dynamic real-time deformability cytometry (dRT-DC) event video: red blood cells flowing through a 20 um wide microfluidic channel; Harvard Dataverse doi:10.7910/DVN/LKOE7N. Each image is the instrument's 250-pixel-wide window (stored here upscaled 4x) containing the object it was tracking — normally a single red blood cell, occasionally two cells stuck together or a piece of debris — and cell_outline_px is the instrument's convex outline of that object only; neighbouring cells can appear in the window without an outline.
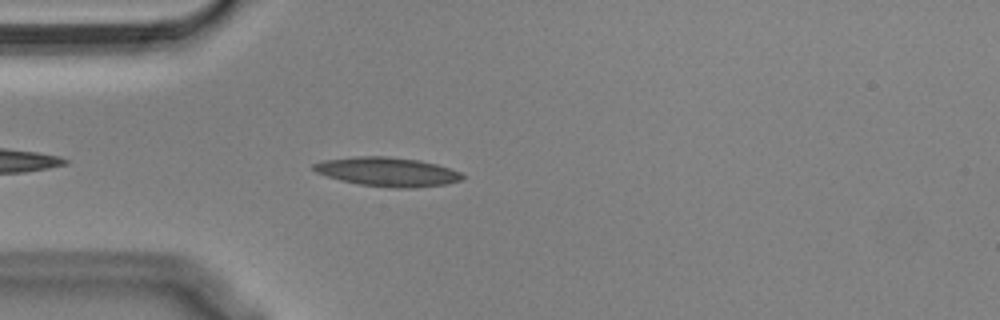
{"species": "Egyptian fruit bat (a non-hibernating species)", "species_latin": "Rousettus aegyptiacus", "temperature_condition": "cold", "stored_images_in_passage": 25, "camera_frame_rate_fps": 3000, "um_per_image_px": 0.085, "animal": {"sex": "male"}, "frame": {"image": 1, "passage_image": 1, "time_ms": 0.0, "image_size_px": [1000, 320], "cell_outline_px": [[464, 176], [460, 180], [448, 184], [412, 188], [392, 188], [360, 184], [340, 180], [316, 172], [312, 168], [312, 164], [324, 160], [352, 156], [388, 156], [420, 160], [436, 164], [460, 172]], "centroid_in_image_um": [32.92, 14.6], "position_along_channel_um": 52.1, "area_um2": 25.2}}
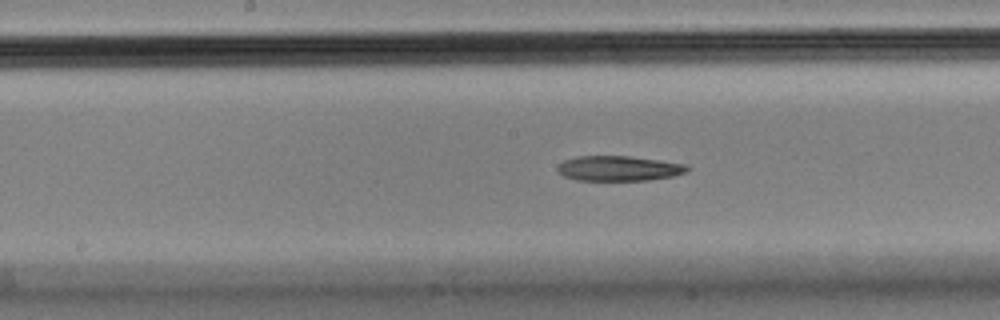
{"frame": {"image": 2, "passage_image": 10, "time_ms": 3.0, "image_size_px": [1000, 320], "cell_outline_px": [[692, 168], [688, 172], [672, 176], [648, 180], [576, 180], [564, 176], [556, 168], [564, 160], [576, 156], [632, 156], [688, 164]], "centroid_in_image_um": [52.66, 14.3], "position_along_channel_um": 195.5, "area_um2": 19.07}}
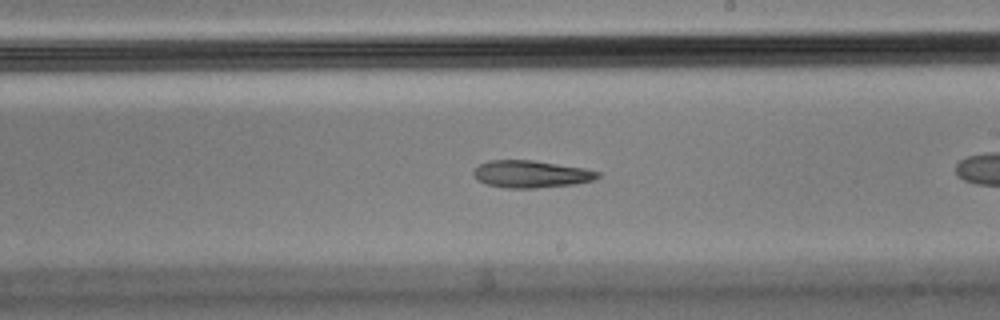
{"frame": {"image": 3, "passage_image": 14, "time_ms": 4.333, "image_size_px": [1000, 320], "cell_outline_px": [[600, 176], [592, 180], [576, 184], [536, 188], [508, 188], [488, 184], [476, 180], [472, 172], [480, 164], [488, 160], [532, 160], [584, 168], [600, 172]], "centroid_in_image_um": [45.13, 14.8], "position_along_channel_um": 243.9, "area_um2": 19.65}}